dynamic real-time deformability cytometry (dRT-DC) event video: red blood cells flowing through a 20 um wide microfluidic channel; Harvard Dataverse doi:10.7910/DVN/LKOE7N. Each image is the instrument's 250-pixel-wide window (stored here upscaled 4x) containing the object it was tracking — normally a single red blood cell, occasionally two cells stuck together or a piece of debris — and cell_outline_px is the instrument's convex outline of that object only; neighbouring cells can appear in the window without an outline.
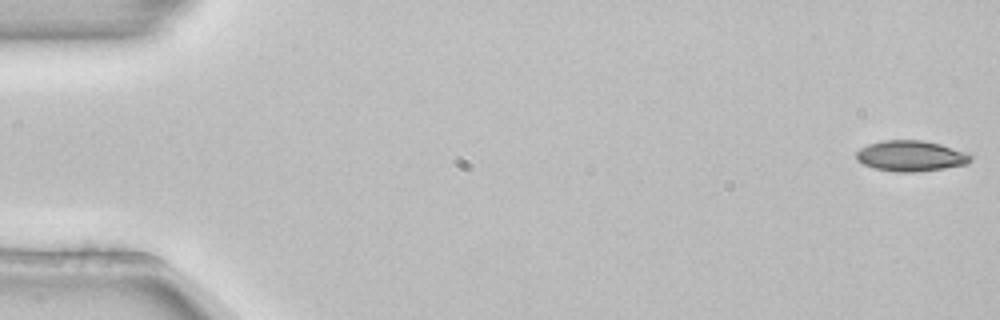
{"species": "common noctule bat (a hibernating species)", "species_latin": "Nyctalus noctula", "temperature_condition": "room temperature", "stored_images_in_passage": 5, "camera_frame_rate_fps": 3000, "um_per_image_px": 0.085, "animal": {"sex": "female", "body_mass_g": 22.7, "forearm_length_mm": 54.2}, "frame": {"image": 1, "passage_image": 1, "time_ms": 0.0, "image_size_px": [1000, 320], "cell_outline_px": [[972, 160], [968, 164], [944, 168], [916, 172], [896, 172], [872, 168], [856, 160], [856, 152], [860, 148], [868, 144], [880, 140], [924, 140], [940, 144], [972, 156]], "centroid_in_image_um": [77.36, 13.26], "position_along_channel_um": 7.6, "area_um2": 20.46}}
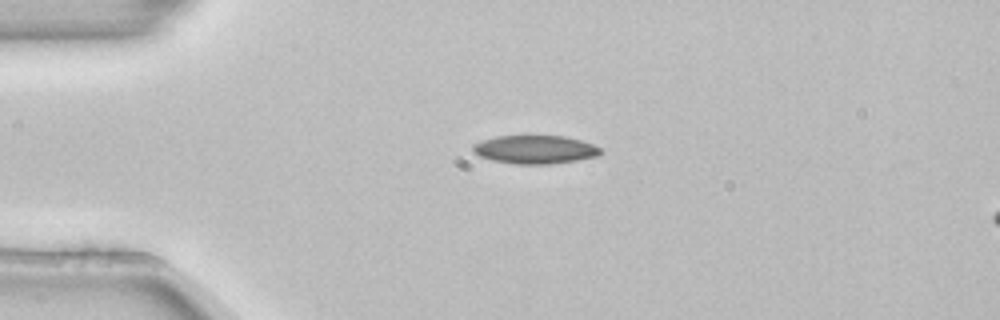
{"frame": {"image": 2, "passage_image": 3, "time_ms": 0.667, "image_size_px": [1000, 320], "cell_outline_px": [[604, 152], [600, 156], [552, 164], [516, 164], [492, 160], [480, 156], [472, 152], [472, 144], [496, 136], [564, 136], [580, 140], [592, 144], [600, 148]], "centroid_in_image_um": [45.49, 12.71], "position_along_channel_um": 39.5, "area_um2": 21.15}}